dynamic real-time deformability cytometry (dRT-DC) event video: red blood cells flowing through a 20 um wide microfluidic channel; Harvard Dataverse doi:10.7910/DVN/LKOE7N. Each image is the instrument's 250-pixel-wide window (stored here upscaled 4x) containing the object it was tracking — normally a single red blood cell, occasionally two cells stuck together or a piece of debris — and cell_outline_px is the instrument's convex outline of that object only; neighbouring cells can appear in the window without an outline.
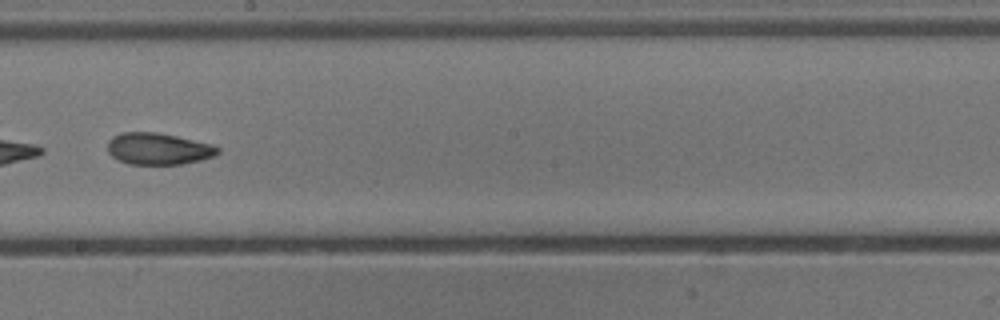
{"species": "common noctule bat (a hibernating species)", "species_latin": "Nyctalus noctula", "temperature_condition": "cold", "stored_images_in_passage": 53, "camera_frame_rate_fps": 3000, "um_per_image_px": 0.085, "animal": {"sex": "male", "body_mass_g": 13.3}, "frame": {"image": 1, "passage_image": 31, "time_ms": 10.0, "image_size_px": [1000, 320], "cell_outline_px": [[220, 152], [216, 156], [184, 164], [128, 164], [112, 156], [108, 152], [108, 140], [112, 136], [120, 132], [156, 132], [176, 136], [212, 144], [220, 148]], "centroid_in_image_um": [13.47, 12.64], "position_along_channel_um": 234.7, "area_um2": 20.46}, "authors_computed_cell_mechanics": {"area_um2": 22.5998, "velocity_mm_per_s": 3.8627, "shape_relaxation_time_tau1_ms": null, "shape_relaxation_time_tau2_ms": 3.2405, "deformation_change_tau1": null, "deformation_change_tau2": 0.0906}}